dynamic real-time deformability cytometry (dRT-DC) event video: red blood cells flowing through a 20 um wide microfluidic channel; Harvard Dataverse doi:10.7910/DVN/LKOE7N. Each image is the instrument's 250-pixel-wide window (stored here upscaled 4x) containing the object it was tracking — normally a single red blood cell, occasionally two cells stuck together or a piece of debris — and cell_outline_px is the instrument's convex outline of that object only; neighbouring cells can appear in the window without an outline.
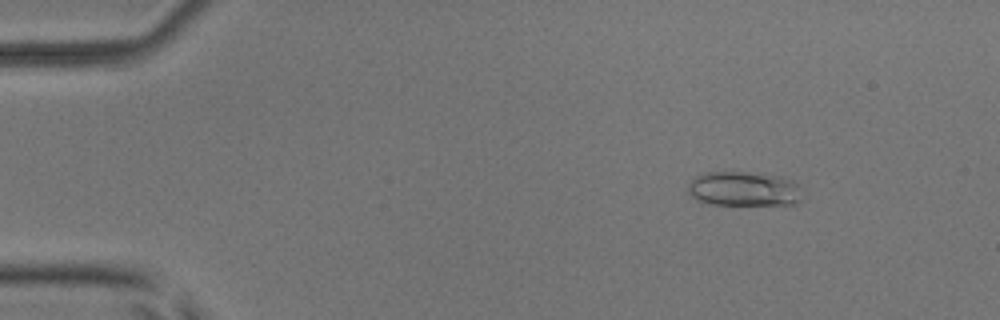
{"species": "common noctule bat (a hibernating species)", "species_latin": "Nyctalus noctula", "temperature_condition": "room temperature", "stored_images_in_passage": 53, "camera_frame_rate_fps": 3000, "um_per_image_px": 0.085, "animal": {"sex": "male", "body_mass_g": 17.9, "forearm_length_mm": 54.2}, "frame": {"image": 1, "passage_image": 8, "time_ms": 2.333, "image_size_px": [1000, 320], "cell_outline_px": [[800, 200], [796, 204], [708, 204], [696, 200], [688, 192], [688, 184], [696, 176], [704, 172], [764, 172], [780, 176], [792, 180], [796, 184]], "centroid_in_image_um": [63.18, 16.03], "position_along_channel_um": 21.8, "area_um2": 23.0}}
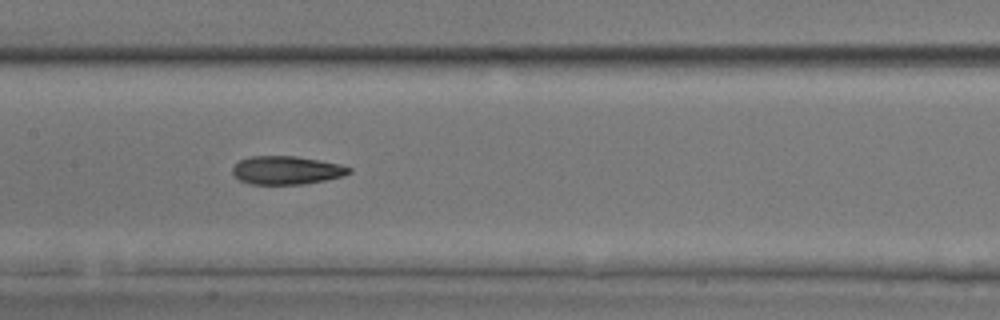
{"frame": {"image": 2, "passage_image": 27, "time_ms": 8.667, "image_size_px": [1000, 320], "cell_outline_px": [[352, 172], [340, 176], [324, 180], [304, 184], [252, 184], [240, 180], [232, 172], [232, 168], [240, 160], [252, 156], [296, 156], [340, 164], [352, 168]], "centroid_in_image_um": [24.36, 14.46], "position_along_channel_um": 183.0, "area_um2": 19.02}}
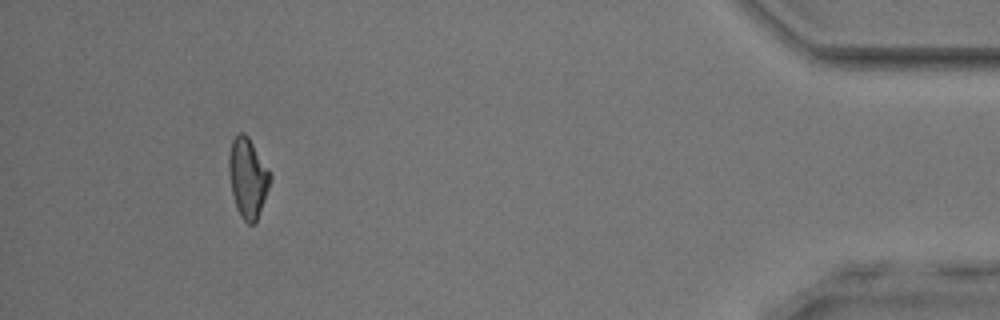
{"frame": {"image": 3, "passage_image": 49, "time_ms": 16.0, "image_size_px": [1000, 320], "cell_outline_px": [[272, 180], [256, 224], [248, 224], [240, 216], [236, 208], [232, 192], [228, 172], [228, 152], [232, 140], [240, 132], [244, 132], [248, 136], [268, 168], [272, 176]], "centroid_in_image_um": [21.06, 15.13], "position_along_channel_um": 414.1, "area_um2": 19.48}, "authors_computed_cell_mechanics": {"area_um2": 19.5942, "velocity_mm_per_s": 3.9983, "shape_relaxation_time_tau1_ms": null, "shape_relaxation_time_tau2_ms": 4.0723, "deformation_change_tau1": null, "deformation_change_tau2": 0.1238}}